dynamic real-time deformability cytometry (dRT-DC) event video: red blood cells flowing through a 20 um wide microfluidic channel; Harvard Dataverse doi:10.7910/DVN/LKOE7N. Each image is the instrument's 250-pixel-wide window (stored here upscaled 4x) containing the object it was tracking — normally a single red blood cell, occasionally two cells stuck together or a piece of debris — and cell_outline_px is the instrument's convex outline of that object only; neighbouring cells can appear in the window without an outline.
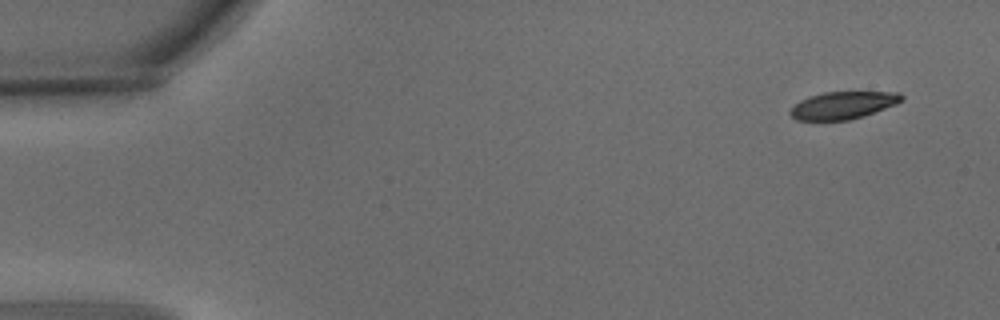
{"species": "common noctule bat (a hibernating species)", "species_latin": "Nyctalus noctula", "temperature_condition": "warm", "stored_images_in_passage": 4, "segment_of_instrument_passage": [1, 2], "camera_frame_rate_fps": 3000, "um_per_image_px": 0.085, "animal": {"sex": "male", "body_mass_g": 15.6}, "frame": {"image": 1, "passage_image": 1, "time_ms": 0.0, "image_size_px": [1000, 320], "cell_outline_px": [[904, 100], [896, 104], [864, 116], [848, 120], [796, 120], [788, 112], [800, 100], [808, 96], [824, 92], [900, 92], [904, 96]], "centroid_in_image_um": [71.67, 8.94], "position_along_channel_um": 13.3, "area_um2": 17.8}}